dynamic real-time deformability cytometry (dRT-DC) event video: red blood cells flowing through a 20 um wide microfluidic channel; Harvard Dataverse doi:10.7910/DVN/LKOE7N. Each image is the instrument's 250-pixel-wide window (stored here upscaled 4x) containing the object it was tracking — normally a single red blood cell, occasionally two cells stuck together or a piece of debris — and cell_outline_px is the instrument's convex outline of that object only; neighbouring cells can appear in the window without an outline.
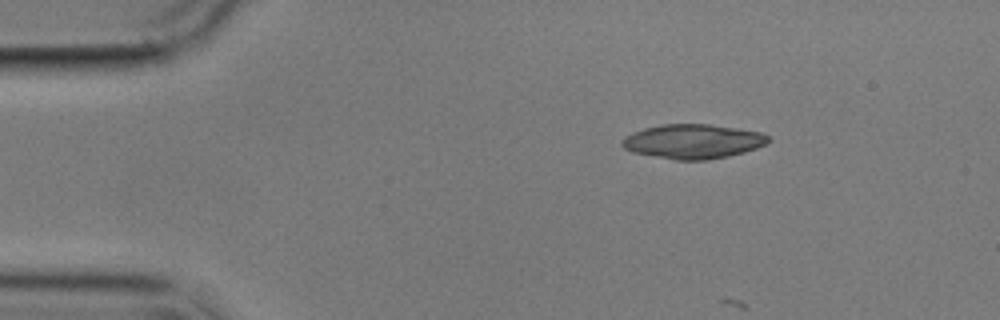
{"species": "common noctule bat (a hibernating species)", "species_latin": "Nyctalus noctula", "temperature_condition": "cold", "stored_images_in_passage": 3, "camera_frame_rate_fps": 3000, "um_per_image_px": 0.085, "animal": {"sex": "male", "body_mass_g": 17.9}, "frame": {"image": 1, "passage_image": 1, "time_ms": 0.0, "image_size_px": [1000, 320], "cell_outline_px": [[772, 140], [756, 148], [744, 152], [728, 156], [708, 160], [676, 160], [632, 152], [624, 148], [620, 144], [620, 140], [624, 136], [632, 132], [644, 128], [664, 124], [708, 124], [736, 128], [760, 132], [768, 136]], "centroid_in_image_um": [58.86, 12.02], "position_along_channel_um": 26.1, "area_um2": 29.36}}